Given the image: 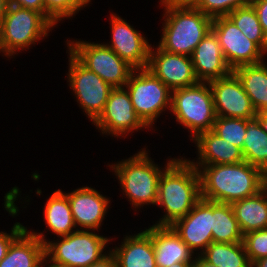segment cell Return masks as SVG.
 <instances>
[{"mask_svg":"<svg viewBox=\"0 0 267 267\" xmlns=\"http://www.w3.org/2000/svg\"><path fill=\"white\" fill-rule=\"evenodd\" d=\"M169 267H194V262L175 263Z\"/></svg>","mask_w":267,"mask_h":267,"instance_id":"ee69618b","label":"cell"},{"mask_svg":"<svg viewBox=\"0 0 267 267\" xmlns=\"http://www.w3.org/2000/svg\"><path fill=\"white\" fill-rule=\"evenodd\" d=\"M242 155L244 161L267 170V132H265L256 119H252L244 136Z\"/></svg>","mask_w":267,"mask_h":267,"instance_id":"83f0119b","label":"cell"},{"mask_svg":"<svg viewBox=\"0 0 267 267\" xmlns=\"http://www.w3.org/2000/svg\"><path fill=\"white\" fill-rule=\"evenodd\" d=\"M209 85L213 93L216 116L255 119L257 112L233 72L224 78L209 81Z\"/></svg>","mask_w":267,"mask_h":267,"instance_id":"2e32d148","label":"cell"},{"mask_svg":"<svg viewBox=\"0 0 267 267\" xmlns=\"http://www.w3.org/2000/svg\"><path fill=\"white\" fill-rule=\"evenodd\" d=\"M121 244L110 249L118 267H156L152 244V225L139 233L123 235Z\"/></svg>","mask_w":267,"mask_h":267,"instance_id":"d6986e66","label":"cell"},{"mask_svg":"<svg viewBox=\"0 0 267 267\" xmlns=\"http://www.w3.org/2000/svg\"><path fill=\"white\" fill-rule=\"evenodd\" d=\"M42 267H66V266H62V265H58V264L52 263L46 257H44L43 262H42Z\"/></svg>","mask_w":267,"mask_h":267,"instance_id":"7bdbcfd3","label":"cell"},{"mask_svg":"<svg viewBox=\"0 0 267 267\" xmlns=\"http://www.w3.org/2000/svg\"><path fill=\"white\" fill-rule=\"evenodd\" d=\"M194 267H217V266L205 261L200 255H196L194 260Z\"/></svg>","mask_w":267,"mask_h":267,"instance_id":"ab89813d","label":"cell"},{"mask_svg":"<svg viewBox=\"0 0 267 267\" xmlns=\"http://www.w3.org/2000/svg\"><path fill=\"white\" fill-rule=\"evenodd\" d=\"M200 0H160V8H196Z\"/></svg>","mask_w":267,"mask_h":267,"instance_id":"8d00e7d4","label":"cell"},{"mask_svg":"<svg viewBox=\"0 0 267 267\" xmlns=\"http://www.w3.org/2000/svg\"><path fill=\"white\" fill-rule=\"evenodd\" d=\"M111 40L104 42L134 69H146L151 43L129 21L112 11L109 17Z\"/></svg>","mask_w":267,"mask_h":267,"instance_id":"4fadbf2b","label":"cell"},{"mask_svg":"<svg viewBox=\"0 0 267 267\" xmlns=\"http://www.w3.org/2000/svg\"><path fill=\"white\" fill-rule=\"evenodd\" d=\"M211 30L217 36L224 58L232 71L243 65L267 60V54L245 37L228 16L213 18Z\"/></svg>","mask_w":267,"mask_h":267,"instance_id":"7c38bea8","label":"cell"},{"mask_svg":"<svg viewBox=\"0 0 267 267\" xmlns=\"http://www.w3.org/2000/svg\"><path fill=\"white\" fill-rule=\"evenodd\" d=\"M88 267H118V265L114 256L111 253H109L102 260Z\"/></svg>","mask_w":267,"mask_h":267,"instance_id":"74e56055","label":"cell"},{"mask_svg":"<svg viewBox=\"0 0 267 267\" xmlns=\"http://www.w3.org/2000/svg\"><path fill=\"white\" fill-rule=\"evenodd\" d=\"M251 120L216 116L212 131L242 150L247 125Z\"/></svg>","mask_w":267,"mask_h":267,"instance_id":"4dcf8cb0","label":"cell"},{"mask_svg":"<svg viewBox=\"0 0 267 267\" xmlns=\"http://www.w3.org/2000/svg\"><path fill=\"white\" fill-rule=\"evenodd\" d=\"M152 244L156 267H169L175 263L194 262L196 255L182 241L171 226L152 225Z\"/></svg>","mask_w":267,"mask_h":267,"instance_id":"44dd1931","label":"cell"},{"mask_svg":"<svg viewBox=\"0 0 267 267\" xmlns=\"http://www.w3.org/2000/svg\"><path fill=\"white\" fill-rule=\"evenodd\" d=\"M200 256L217 267H251L243 242H212Z\"/></svg>","mask_w":267,"mask_h":267,"instance_id":"4316f807","label":"cell"},{"mask_svg":"<svg viewBox=\"0 0 267 267\" xmlns=\"http://www.w3.org/2000/svg\"><path fill=\"white\" fill-rule=\"evenodd\" d=\"M251 3V0H200L196 9L213 18L227 16L238 7Z\"/></svg>","mask_w":267,"mask_h":267,"instance_id":"1f68e13d","label":"cell"},{"mask_svg":"<svg viewBox=\"0 0 267 267\" xmlns=\"http://www.w3.org/2000/svg\"><path fill=\"white\" fill-rule=\"evenodd\" d=\"M201 198L218 203L256 195L263 187V171L246 161L234 164L201 165Z\"/></svg>","mask_w":267,"mask_h":267,"instance_id":"7a4b0ae2","label":"cell"},{"mask_svg":"<svg viewBox=\"0 0 267 267\" xmlns=\"http://www.w3.org/2000/svg\"><path fill=\"white\" fill-rule=\"evenodd\" d=\"M67 42V43H66ZM68 51L88 70L95 72L113 88L124 87L134 71L111 48L102 43L81 39L65 41Z\"/></svg>","mask_w":267,"mask_h":267,"instance_id":"9c48e42d","label":"cell"},{"mask_svg":"<svg viewBox=\"0 0 267 267\" xmlns=\"http://www.w3.org/2000/svg\"><path fill=\"white\" fill-rule=\"evenodd\" d=\"M124 87L137 115L155 131L158 118L170 113L171 90L148 69H134Z\"/></svg>","mask_w":267,"mask_h":267,"instance_id":"ba28073f","label":"cell"},{"mask_svg":"<svg viewBox=\"0 0 267 267\" xmlns=\"http://www.w3.org/2000/svg\"><path fill=\"white\" fill-rule=\"evenodd\" d=\"M142 147L129 158L112 161L107 164L110 172H114L125 198L130 202L134 213L142 212L143 206H156L158 181L163 170L176 158L167 157L164 166L156 164L150 155L149 149ZM161 166V167H160ZM164 167V168H163ZM133 207V208H132Z\"/></svg>","mask_w":267,"mask_h":267,"instance_id":"3957f363","label":"cell"},{"mask_svg":"<svg viewBox=\"0 0 267 267\" xmlns=\"http://www.w3.org/2000/svg\"><path fill=\"white\" fill-rule=\"evenodd\" d=\"M262 189L267 194V170L263 171V187H262Z\"/></svg>","mask_w":267,"mask_h":267,"instance_id":"f6af8a7d","label":"cell"},{"mask_svg":"<svg viewBox=\"0 0 267 267\" xmlns=\"http://www.w3.org/2000/svg\"><path fill=\"white\" fill-rule=\"evenodd\" d=\"M22 223L15 222L9 233L0 231V261L6 256L11 243L26 229Z\"/></svg>","mask_w":267,"mask_h":267,"instance_id":"836d02e7","label":"cell"},{"mask_svg":"<svg viewBox=\"0 0 267 267\" xmlns=\"http://www.w3.org/2000/svg\"><path fill=\"white\" fill-rule=\"evenodd\" d=\"M146 69L159 78L171 91L199 82L190 56L169 53L156 44L150 46Z\"/></svg>","mask_w":267,"mask_h":267,"instance_id":"5bb4252c","label":"cell"},{"mask_svg":"<svg viewBox=\"0 0 267 267\" xmlns=\"http://www.w3.org/2000/svg\"><path fill=\"white\" fill-rule=\"evenodd\" d=\"M191 141L195 143L193 147H196L197 158L187 159L196 169L201 165L234 164L244 161L240 148L220 138L212 130L200 133Z\"/></svg>","mask_w":267,"mask_h":267,"instance_id":"ffe728a7","label":"cell"},{"mask_svg":"<svg viewBox=\"0 0 267 267\" xmlns=\"http://www.w3.org/2000/svg\"><path fill=\"white\" fill-rule=\"evenodd\" d=\"M190 57L195 75L201 82L224 78L233 72L212 30L196 46Z\"/></svg>","mask_w":267,"mask_h":267,"instance_id":"ac0fdd59","label":"cell"},{"mask_svg":"<svg viewBox=\"0 0 267 267\" xmlns=\"http://www.w3.org/2000/svg\"><path fill=\"white\" fill-rule=\"evenodd\" d=\"M45 17L57 27L61 21L71 19L88 5L92 0H43Z\"/></svg>","mask_w":267,"mask_h":267,"instance_id":"f546056e","label":"cell"},{"mask_svg":"<svg viewBox=\"0 0 267 267\" xmlns=\"http://www.w3.org/2000/svg\"><path fill=\"white\" fill-rule=\"evenodd\" d=\"M92 124L100 135L118 139L128 138L140 130L152 131L135 112L125 87L112 89L103 112Z\"/></svg>","mask_w":267,"mask_h":267,"instance_id":"8fae6325","label":"cell"},{"mask_svg":"<svg viewBox=\"0 0 267 267\" xmlns=\"http://www.w3.org/2000/svg\"><path fill=\"white\" fill-rule=\"evenodd\" d=\"M243 244L251 264L267 257V228L246 233L243 235Z\"/></svg>","mask_w":267,"mask_h":267,"instance_id":"d6a6232c","label":"cell"},{"mask_svg":"<svg viewBox=\"0 0 267 267\" xmlns=\"http://www.w3.org/2000/svg\"><path fill=\"white\" fill-rule=\"evenodd\" d=\"M255 119L259 122L262 129L267 132V110L258 112Z\"/></svg>","mask_w":267,"mask_h":267,"instance_id":"f35d334b","label":"cell"},{"mask_svg":"<svg viewBox=\"0 0 267 267\" xmlns=\"http://www.w3.org/2000/svg\"><path fill=\"white\" fill-rule=\"evenodd\" d=\"M9 4L22 8L32 9L45 16V4L43 0H9Z\"/></svg>","mask_w":267,"mask_h":267,"instance_id":"d590c367","label":"cell"},{"mask_svg":"<svg viewBox=\"0 0 267 267\" xmlns=\"http://www.w3.org/2000/svg\"><path fill=\"white\" fill-rule=\"evenodd\" d=\"M251 267H267V257H263L254 261Z\"/></svg>","mask_w":267,"mask_h":267,"instance_id":"b9f144b4","label":"cell"},{"mask_svg":"<svg viewBox=\"0 0 267 267\" xmlns=\"http://www.w3.org/2000/svg\"><path fill=\"white\" fill-rule=\"evenodd\" d=\"M251 4L257 12L263 33L267 38V0H251Z\"/></svg>","mask_w":267,"mask_h":267,"instance_id":"e575fe53","label":"cell"},{"mask_svg":"<svg viewBox=\"0 0 267 267\" xmlns=\"http://www.w3.org/2000/svg\"><path fill=\"white\" fill-rule=\"evenodd\" d=\"M171 115L194 140L200 133L213 129L216 120L213 93L209 82L171 91Z\"/></svg>","mask_w":267,"mask_h":267,"instance_id":"52a82bcc","label":"cell"},{"mask_svg":"<svg viewBox=\"0 0 267 267\" xmlns=\"http://www.w3.org/2000/svg\"><path fill=\"white\" fill-rule=\"evenodd\" d=\"M162 14L158 46L173 54L191 56L211 31L212 18L196 8H168Z\"/></svg>","mask_w":267,"mask_h":267,"instance_id":"8992f818","label":"cell"},{"mask_svg":"<svg viewBox=\"0 0 267 267\" xmlns=\"http://www.w3.org/2000/svg\"><path fill=\"white\" fill-rule=\"evenodd\" d=\"M212 236L217 243L243 242L231 204L212 202Z\"/></svg>","mask_w":267,"mask_h":267,"instance_id":"484cf974","label":"cell"},{"mask_svg":"<svg viewBox=\"0 0 267 267\" xmlns=\"http://www.w3.org/2000/svg\"><path fill=\"white\" fill-rule=\"evenodd\" d=\"M9 6V0H0V24Z\"/></svg>","mask_w":267,"mask_h":267,"instance_id":"60d3db41","label":"cell"},{"mask_svg":"<svg viewBox=\"0 0 267 267\" xmlns=\"http://www.w3.org/2000/svg\"><path fill=\"white\" fill-rule=\"evenodd\" d=\"M171 227L195 255H200L213 242L212 201L201 198L186 216L176 220Z\"/></svg>","mask_w":267,"mask_h":267,"instance_id":"e0dca14e","label":"cell"},{"mask_svg":"<svg viewBox=\"0 0 267 267\" xmlns=\"http://www.w3.org/2000/svg\"><path fill=\"white\" fill-rule=\"evenodd\" d=\"M63 192L69 199L77 230H96L100 232L107 217L106 214L111 209V198L87 185L78 187L71 192Z\"/></svg>","mask_w":267,"mask_h":267,"instance_id":"9a60e30c","label":"cell"},{"mask_svg":"<svg viewBox=\"0 0 267 267\" xmlns=\"http://www.w3.org/2000/svg\"><path fill=\"white\" fill-rule=\"evenodd\" d=\"M231 206L243 235L267 228V194L263 189Z\"/></svg>","mask_w":267,"mask_h":267,"instance_id":"cb8c5ba5","label":"cell"},{"mask_svg":"<svg viewBox=\"0 0 267 267\" xmlns=\"http://www.w3.org/2000/svg\"><path fill=\"white\" fill-rule=\"evenodd\" d=\"M267 60L253 65H243L233 70L252 106L258 113L267 110Z\"/></svg>","mask_w":267,"mask_h":267,"instance_id":"d4e9b609","label":"cell"},{"mask_svg":"<svg viewBox=\"0 0 267 267\" xmlns=\"http://www.w3.org/2000/svg\"><path fill=\"white\" fill-rule=\"evenodd\" d=\"M48 199V200H47ZM44 205L46 230L56 237H63L77 231L70 209L69 199L62 189L55 190Z\"/></svg>","mask_w":267,"mask_h":267,"instance_id":"603a6c76","label":"cell"},{"mask_svg":"<svg viewBox=\"0 0 267 267\" xmlns=\"http://www.w3.org/2000/svg\"><path fill=\"white\" fill-rule=\"evenodd\" d=\"M31 230L29 232L45 245V257L52 263L66 267H88L99 262L110 253L108 244L114 239L100 235L96 230H77L50 241L46 238L45 230L38 232L33 227Z\"/></svg>","mask_w":267,"mask_h":267,"instance_id":"277c9868","label":"cell"},{"mask_svg":"<svg viewBox=\"0 0 267 267\" xmlns=\"http://www.w3.org/2000/svg\"><path fill=\"white\" fill-rule=\"evenodd\" d=\"M45 245L26 228L10 245L0 267H40Z\"/></svg>","mask_w":267,"mask_h":267,"instance_id":"7402d4cb","label":"cell"},{"mask_svg":"<svg viewBox=\"0 0 267 267\" xmlns=\"http://www.w3.org/2000/svg\"><path fill=\"white\" fill-rule=\"evenodd\" d=\"M66 79L75 101L92 123L103 112L113 87L83 66L68 50Z\"/></svg>","mask_w":267,"mask_h":267,"instance_id":"30bf717a","label":"cell"},{"mask_svg":"<svg viewBox=\"0 0 267 267\" xmlns=\"http://www.w3.org/2000/svg\"><path fill=\"white\" fill-rule=\"evenodd\" d=\"M201 199L200 175L185 156L176 157L158 181L157 203L163 215L154 225L171 226Z\"/></svg>","mask_w":267,"mask_h":267,"instance_id":"6da1fadb","label":"cell"},{"mask_svg":"<svg viewBox=\"0 0 267 267\" xmlns=\"http://www.w3.org/2000/svg\"><path fill=\"white\" fill-rule=\"evenodd\" d=\"M54 27L42 13L9 4L0 24L1 55L15 59L21 51L46 39Z\"/></svg>","mask_w":267,"mask_h":267,"instance_id":"5b68a950","label":"cell"},{"mask_svg":"<svg viewBox=\"0 0 267 267\" xmlns=\"http://www.w3.org/2000/svg\"><path fill=\"white\" fill-rule=\"evenodd\" d=\"M249 40L267 54V38L263 33L256 10L252 4L238 7L227 15Z\"/></svg>","mask_w":267,"mask_h":267,"instance_id":"f1b7e54d","label":"cell"}]
</instances>
